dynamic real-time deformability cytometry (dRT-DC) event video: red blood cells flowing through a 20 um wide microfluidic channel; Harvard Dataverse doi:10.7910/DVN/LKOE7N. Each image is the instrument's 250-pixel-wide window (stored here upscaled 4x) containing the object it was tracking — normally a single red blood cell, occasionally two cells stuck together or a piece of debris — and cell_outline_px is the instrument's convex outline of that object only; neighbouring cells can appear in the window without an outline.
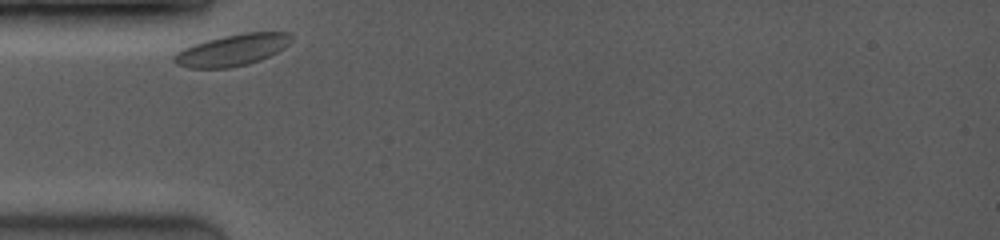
{"species": "common noctule bat (a hibernating species)", "species_latin": "Nyctalus noctula", "temperature_condition": "room temperature", "stored_images_in_passage": 21, "camera_frame_rate_fps": 3500, "um_per_image_px": 0.085, "animal": {"sex": "female", "body_mass_g": 19.0, "forearm_length_mm": 53.3}, "frame": {"image": 1, "passage_image": 1, "time_ms": 0.0, "image_size_px": [1000, 240], "cell_outline_px": [[292, 40], [284, 48], [260, 60], [248, 64], [228, 68], [188, 68], [176, 64], [172, 60], [172, 56], [176, 52], [184, 48], [208, 40], [224, 36], [244, 32], [288, 32], [292, 36]], "centroid_in_image_um": [19.73, 4.26], "position_along_channel_um": 65.3, "area_um2": 21.44}}
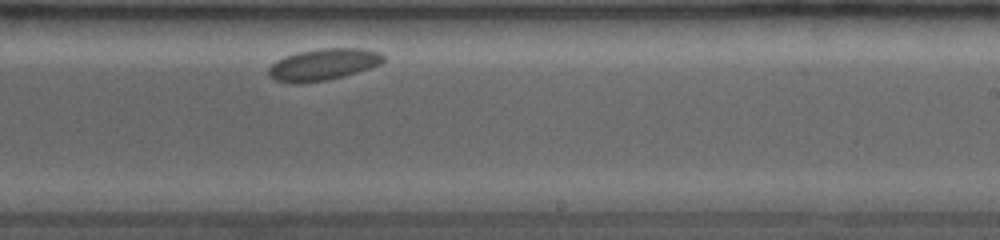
{"frame": {"image": 2, "passage_image": 13, "time_ms": 5.714, "image_size_px": [1000, 240], "cell_outline_px": [[384, 60], [380, 64], [356, 72], [328, 80], [296, 84], [292, 84], [276, 80], [268, 76], [268, 68], [276, 60], [284, 56], [296, 52], [320, 48], [364, 48], [380, 52], [384, 56]], "centroid_in_image_um": [27.44, 5.47], "position_along_channel_um": 261.6, "area_um2": 21.33}}
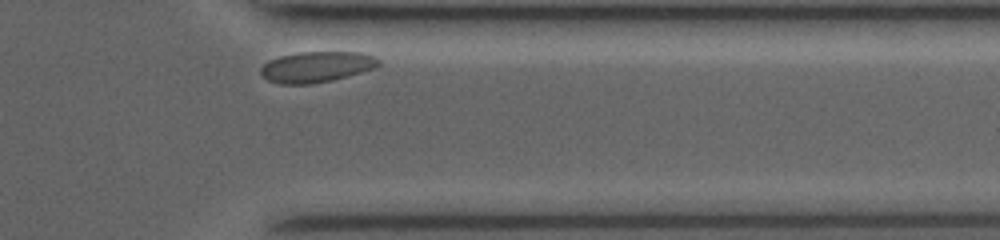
{"frame": {"image": 3, "passage_image": 21, "time_ms": 9.143, "image_size_px": [1000, 240], "cell_outline_px": [[380, 64], [372, 68], [348, 76], [332, 80], [312, 84], [280, 84], [268, 80], [260, 72], [260, 68], [268, 60], [280, 56], [296, 52], [364, 52], [376, 56], [380, 60]], "centroid_in_image_um": [26.91, 5.67], "position_along_channel_um": 384.5, "area_um2": 21.21}}